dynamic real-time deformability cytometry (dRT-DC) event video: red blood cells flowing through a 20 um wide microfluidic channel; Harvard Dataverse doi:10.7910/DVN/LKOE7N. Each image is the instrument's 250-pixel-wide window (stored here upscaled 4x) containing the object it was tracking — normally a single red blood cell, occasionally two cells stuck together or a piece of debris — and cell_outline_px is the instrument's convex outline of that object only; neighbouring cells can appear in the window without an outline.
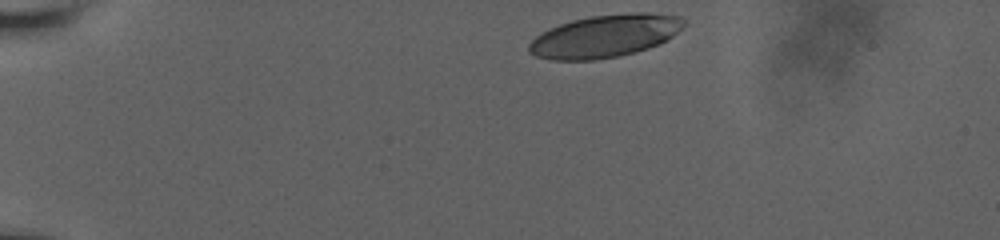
{"species": "human", "species_latin": "Homo sapiens", "temperature_condition": "room temperature", "stored_images_in_passage": 37, "camera_frame_rate_fps": 3000, "um_per_image_px": 0.085, "donor": {"sex": "male"}, "frame": {"image": 1, "passage_image": 1, "time_ms": 0.0, "image_size_px": [1000, 240], "cell_outline_px": [[688, 20], [672, 36], [660, 44], [648, 48], [620, 56], [592, 60], [548, 60], [536, 56], [528, 52], [528, 44], [540, 32], [548, 28], [572, 20], [592, 16], [636, 12], [648, 12], [680, 16]], "centroid_in_image_um": [51.4, 3.06], "position_along_channel_um": 33.6, "area_um2": 38.61}}
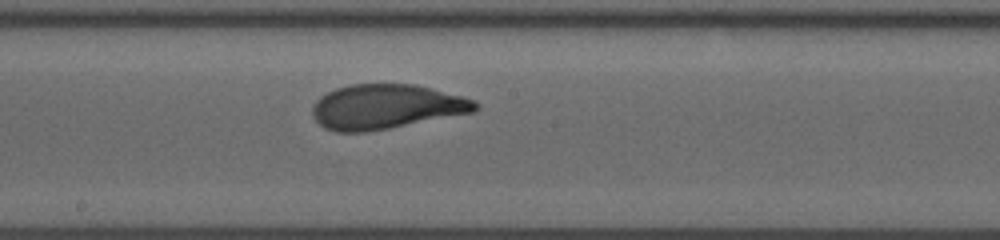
{"frame": {"image": 2, "passage_image": 22, "time_ms": 7.0, "image_size_px": [1000, 240], "cell_outline_px": [[480, 108], [476, 112], [388, 128], [364, 132], [336, 132], [324, 128], [312, 116], [312, 108], [316, 100], [320, 96], [336, 88], [352, 84], [412, 84], [460, 96], [472, 100], [480, 104]], "centroid_in_image_um": [32.8, 9.08], "position_along_channel_um": 215.4, "area_um2": 42.14}}
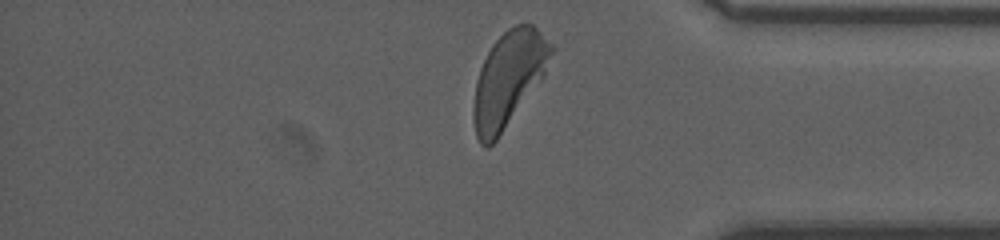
{"frame": {"image": 3, "passage_image": 37, "time_ms": 12.0, "image_size_px": [1000, 240], "cell_outline_px": [[556, 48], [544, 76], [496, 140], [488, 148], [484, 148], [480, 144], [476, 136], [472, 120], [472, 108], [476, 80], [480, 68], [492, 44], [508, 28], [516, 24], [532, 24]], "centroid_in_image_um": [43.22, 6.73], "position_along_channel_um": 392.0, "area_um2": 43.0}, "authors_computed_cell_mechanics": {"area_um2": 42.1362, "velocity_mm_per_s": 3.7735, "shape_relaxation_time_tau1_ms": 2.8856, "shape_relaxation_time_tau2_ms": null, "deformation_change_tau1": 0.1674, "deformation_change_tau2": null}}